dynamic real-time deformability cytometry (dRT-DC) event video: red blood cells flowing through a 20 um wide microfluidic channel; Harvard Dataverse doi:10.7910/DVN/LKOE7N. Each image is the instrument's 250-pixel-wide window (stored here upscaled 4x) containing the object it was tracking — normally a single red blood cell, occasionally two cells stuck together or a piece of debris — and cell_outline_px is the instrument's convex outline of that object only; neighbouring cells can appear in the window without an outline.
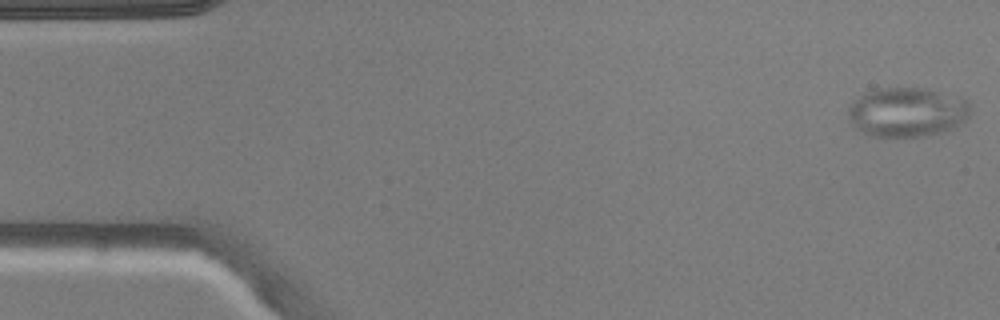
{"species": "common noctule bat (a hibernating species)", "species_latin": "Nyctalus noctula", "temperature_condition": "warm", "stored_images_in_passage": 5, "camera_frame_rate_fps": 3000, "um_per_image_px": 0.085, "animal": {"sex": "male", "body_mass_g": 20.5, "forearm_length_mm": 52.5}, "frame": {"image": 1, "passage_image": 1, "time_ms": 0.0, "image_size_px": [1000, 320], "cell_outline_px": [[972, 112], [968, 120], [964, 124], [956, 128], [944, 132], [924, 136], [872, 136], [856, 128], [852, 124], [848, 116], [848, 104], [852, 100], [864, 92], [876, 88], [928, 88], [960, 96], [972, 104]], "centroid_in_image_um": [77.17, 9.51], "position_along_channel_um": 7.8, "area_um2": 36.18}}